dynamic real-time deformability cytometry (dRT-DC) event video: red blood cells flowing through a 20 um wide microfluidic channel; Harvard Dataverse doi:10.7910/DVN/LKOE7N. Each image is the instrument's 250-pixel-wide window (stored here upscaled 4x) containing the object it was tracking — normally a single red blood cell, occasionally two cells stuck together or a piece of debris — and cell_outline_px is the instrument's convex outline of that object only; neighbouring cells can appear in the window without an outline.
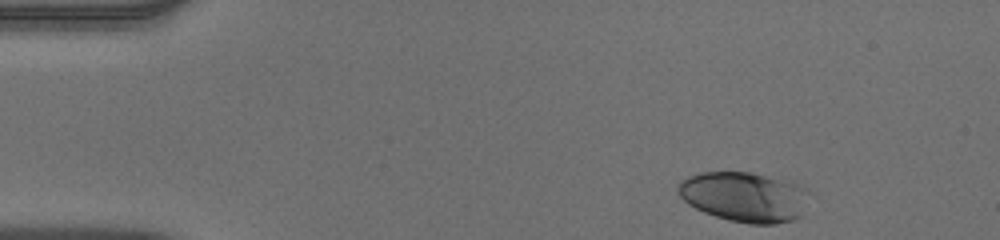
{"species": "human", "species_latin": "Homo sapiens", "temperature_condition": "warm", "stored_images_in_passage": 46, "camera_frame_rate_fps": 3000, "um_per_image_px": 0.085, "donor": {"sex": "male"}, "frame": {"image": 1, "passage_image": 1, "time_ms": 0.0, "image_size_px": [1000, 240], "cell_outline_px": [[800, 216], [792, 220], [776, 224], [748, 224], [728, 220], [704, 212], [688, 204], [680, 196], [676, 188], [676, 184], [680, 180], [688, 176], [700, 172], [752, 172], [796, 184], [800, 188]], "centroid_in_image_um": [63.07, 16.73], "position_along_channel_um": 21.9, "area_um2": 37.05}}
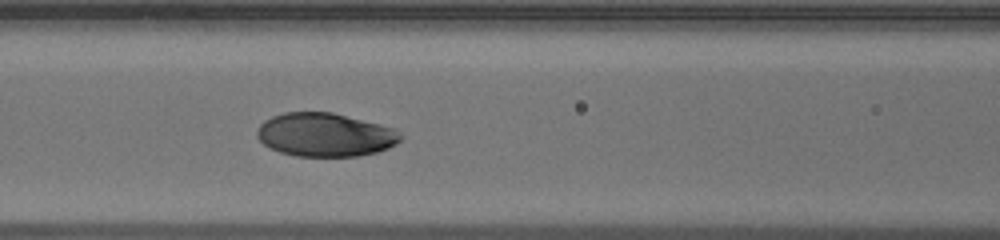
{"frame": {"image": 2, "passage_image": 17, "time_ms": 5.333, "image_size_px": [1000, 240], "cell_outline_px": [[404, 136], [396, 144], [388, 148], [376, 152], [360, 156], [296, 156], [280, 152], [264, 144], [256, 136], [256, 132], [260, 124], [264, 120], [272, 116], [284, 112], [332, 112], [396, 128]], "centroid_in_image_um": [27.66, 11.45], "position_along_channel_um": 138.9, "area_um2": 36.59}}
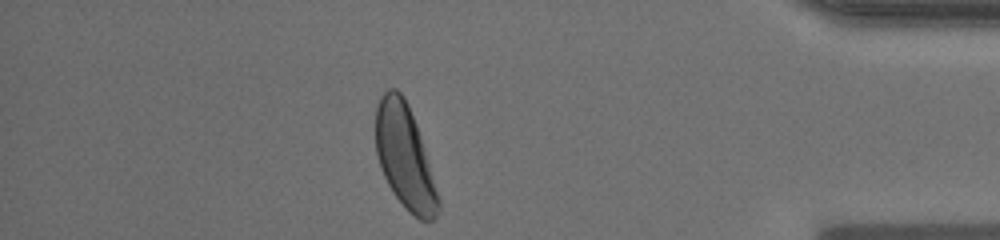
{"frame": {"image": 3, "passage_image": 40, "time_ms": 13.0, "image_size_px": [1000, 240], "cell_outline_px": [[440, 208], [436, 216], [432, 220], [420, 220], [408, 212], [392, 192], [384, 176], [376, 152], [376, 108], [380, 96], [388, 88], [396, 88], [404, 96], [408, 104], [416, 124], [420, 136], [440, 200]], "centroid_in_image_um": [34.4, 13.33], "position_along_channel_um": 400.8, "area_um2": 37.51}, "authors_computed_cell_mechanics": {"area_um2": 37.0787, "velocity_mm_per_s": 3.9103, "shape_relaxation_time_tau1_ms": 2.6976, "shape_relaxation_time_tau2_ms": null, "deformation_change_tau1": 0.1624, "deformation_change_tau2": null}}